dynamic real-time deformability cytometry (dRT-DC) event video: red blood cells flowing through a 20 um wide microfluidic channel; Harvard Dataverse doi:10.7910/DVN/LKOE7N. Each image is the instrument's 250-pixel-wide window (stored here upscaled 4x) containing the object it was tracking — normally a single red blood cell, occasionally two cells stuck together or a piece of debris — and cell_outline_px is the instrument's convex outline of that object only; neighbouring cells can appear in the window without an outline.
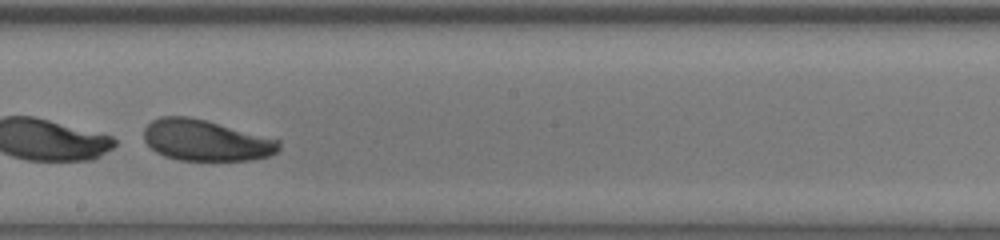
{"species": "human", "species_latin": "Homo sapiens", "temperature_condition": "warm", "stored_images_in_passage": 33, "segment_of_instrument_passage": [2, 2], "camera_frame_rate_fps": 3000, "um_per_image_px": 0.085, "donor": {"sex": "female"}, "frame": {"image": 1, "passage_image": 20, "time_ms": 6.333, "image_size_px": [1000, 240], "cell_outline_px": [[280, 148], [276, 152], [268, 156], [252, 160], [180, 160], [164, 156], [156, 152], [144, 140], [144, 128], [152, 120], [160, 116], [188, 116], [204, 120], [280, 140]], "centroid_in_image_um": [17.47, 11.93], "position_along_channel_um": 230.7, "area_um2": 32.08}}
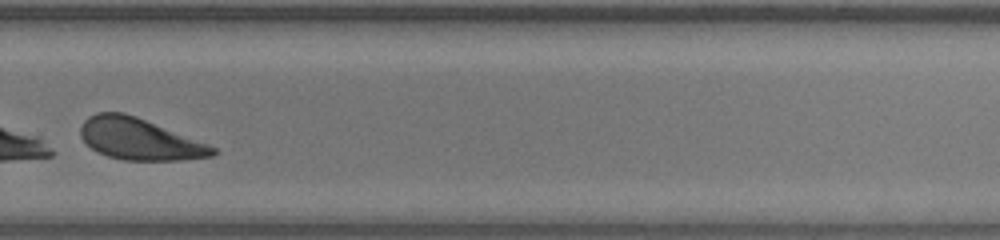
{"frame": {"image": 2, "passage_image": 26, "time_ms": 8.333, "image_size_px": [1000, 240], "cell_outline_px": [[220, 152], [212, 156], [180, 160], [124, 160], [108, 156], [96, 152], [80, 136], [80, 124], [88, 116], [96, 112], [124, 112], [136, 116], [208, 144], [216, 148]], "centroid_in_image_um": [11.83, 11.82], "position_along_channel_um": 318.0, "area_um2": 31.96}}